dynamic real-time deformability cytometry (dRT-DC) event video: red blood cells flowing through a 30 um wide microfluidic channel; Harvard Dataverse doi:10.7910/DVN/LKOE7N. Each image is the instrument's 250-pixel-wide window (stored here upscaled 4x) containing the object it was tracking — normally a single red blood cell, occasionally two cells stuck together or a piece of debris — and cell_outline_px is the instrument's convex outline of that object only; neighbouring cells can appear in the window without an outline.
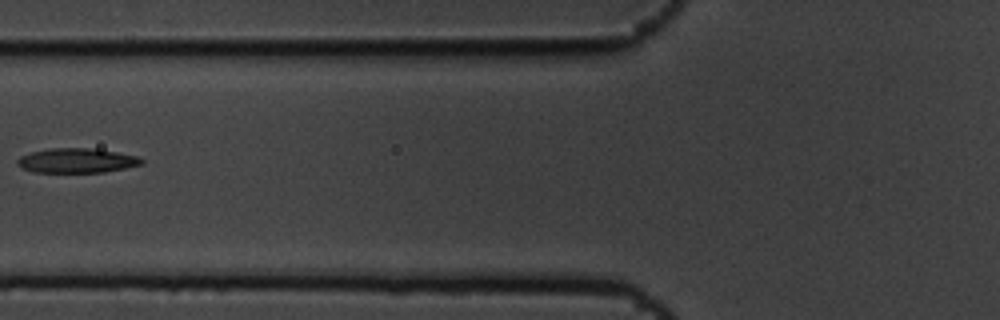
{"species": "common noctule bat (a hibernating species)", "species_latin": "Nyctalus noctula", "temperature_condition": "cold", "stored_images_in_passage": 9, "camera_frame_rate_fps": 3000, "um_per_image_px": 0.085, "animal": {"sex": "male", "body_mass_g": 19.5, "forearm_length_mm": 54.6}, "frame": {"image": 1, "passage_image": 7, "time_ms": 2.0, "image_size_px": [1000, 320], "cell_outline_px": [[144, 164], [104, 172], [32, 172], [20, 168], [16, 164], [16, 160], [20, 156], [32, 152], [48, 148], [88, 148], [116, 152], [136, 156], [144, 160]], "centroid_in_image_um": [6.47, 13.65], "position_along_channel_um": 119.3, "area_um2": 17.8}}
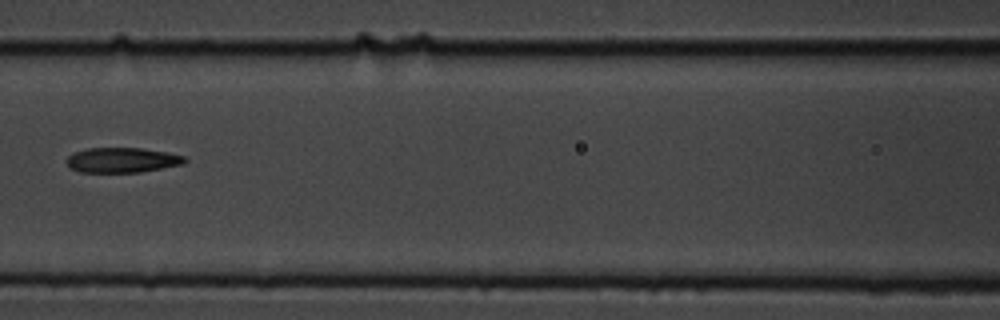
{"frame": {"image": 2, "passage_image": 8, "time_ms": 2.333, "image_size_px": [1000, 320], "cell_outline_px": [[188, 160], [184, 164], [140, 172], [80, 172], [72, 168], [68, 164], [68, 156], [72, 152], [88, 148], [140, 148], [168, 152], [184, 156]], "centroid_in_image_um": [10.41, 13.6], "position_along_channel_um": 156.2, "area_um2": 17.17}}
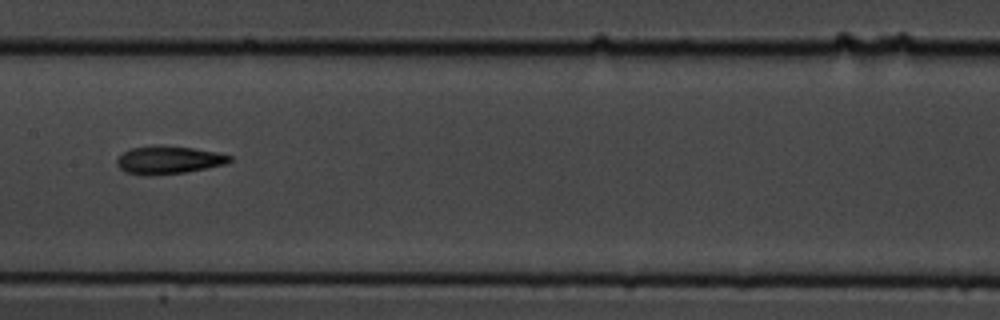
{"frame": {"image": 3, "passage_image": 9, "time_ms": 2.667, "image_size_px": [1000, 320], "cell_outline_px": [[232, 160], [224, 164], [184, 172], [152, 176], [144, 176], [124, 172], [116, 164], [116, 160], [124, 152], [132, 148], [160, 144], [192, 148], [216, 152], [232, 156]], "centroid_in_image_um": [14.28, 13.6], "position_along_channel_um": 193.1, "area_um2": 18.38}}